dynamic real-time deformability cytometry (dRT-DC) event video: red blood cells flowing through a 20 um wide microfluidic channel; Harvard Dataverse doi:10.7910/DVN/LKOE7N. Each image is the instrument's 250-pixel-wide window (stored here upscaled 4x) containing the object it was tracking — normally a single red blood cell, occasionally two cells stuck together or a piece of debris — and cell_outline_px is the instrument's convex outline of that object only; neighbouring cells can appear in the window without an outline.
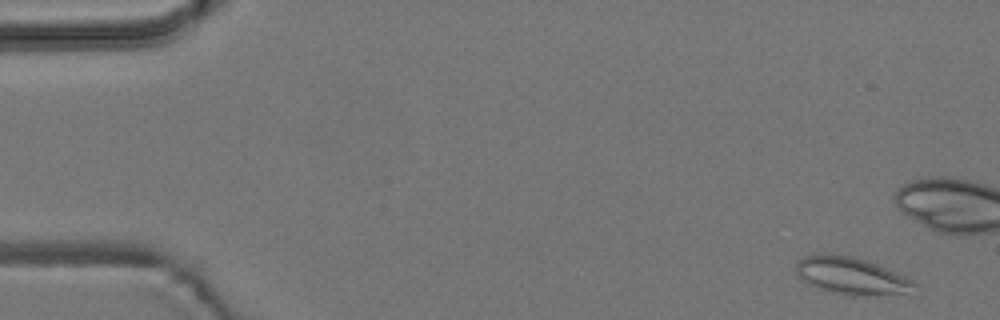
{"species": "common noctule bat (a hibernating species)", "species_latin": "Nyctalus noctula", "temperature_condition": "room temperature", "stored_images_in_passage": 5, "camera_frame_rate_fps": 3000, "um_per_image_px": 0.085, "animal": {"sex": "male", "body_mass_g": 19.2, "forearm_length_mm": 51.8}, "frame": {"image": 1, "passage_image": 1, "time_ms": 0.0, "image_size_px": [1000, 320], "cell_outline_px": [[920, 284], [904, 292], [876, 296], [848, 296], [832, 292], [820, 288], [804, 280], [796, 272], [796, 260], [804, 256], [824, 252], [828, 252], [852, 256], [876, 264], [904, 276]], "centroid_in_image_um": [72.32, 23.43], "position_along_channel_um": 12.7, "area_um2": 25.55}}